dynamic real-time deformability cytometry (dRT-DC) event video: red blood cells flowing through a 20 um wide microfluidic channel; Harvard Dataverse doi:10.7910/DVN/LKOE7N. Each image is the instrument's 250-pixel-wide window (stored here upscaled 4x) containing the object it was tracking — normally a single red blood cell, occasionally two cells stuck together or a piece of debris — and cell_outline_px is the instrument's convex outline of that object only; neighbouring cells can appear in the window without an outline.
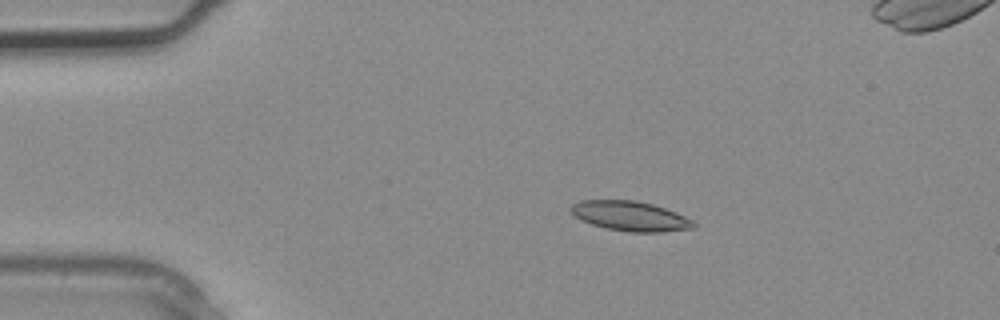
{"species": "common noctule bat (a hibernating species)", "species_latin": "Nyctalus noctula", "temperature_condition": "warm", "stored_images_in_passage": 2, "camera_frame_rate_fps": 3000, "um_per_image_px": 0.085, "animal": {"sex": "male", "body_mass_g": 20.4}, "frame": {"image": 1, "passage_image": 1, "time_ms": 0.0, "image_size_px": [1000, 320], "cell_outline_px": [[696, 228], [660, 232], [632, 232], [608, 228], [592, 224], [580, 220], [568, 208], [572, 204], [580, 200], [636, 200], [652, 204], [676, 212], [692, 220], [696, 224]], "centroid_in_image_um": [53.57, 18.36], "position_along_channel_um": 31.4, "area_um2": 21.21}}